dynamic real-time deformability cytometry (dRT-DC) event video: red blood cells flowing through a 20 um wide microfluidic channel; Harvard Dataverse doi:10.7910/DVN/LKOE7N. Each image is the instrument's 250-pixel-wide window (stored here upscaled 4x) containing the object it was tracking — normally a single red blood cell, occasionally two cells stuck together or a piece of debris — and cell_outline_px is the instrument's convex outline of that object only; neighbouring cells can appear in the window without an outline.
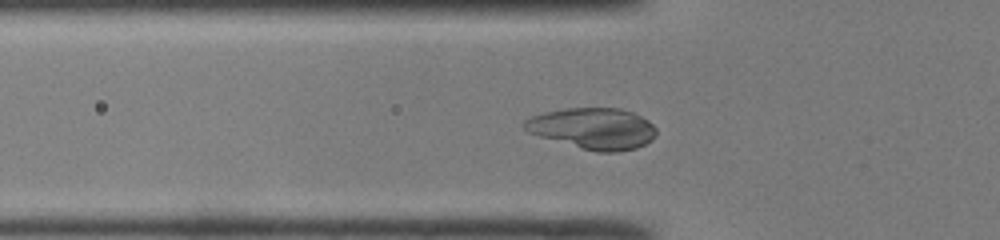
{"species": "common noctule bat (a hibernating species)", "species_latin": "Nyctalus noctula", "temperature_condition": "room temperature", "stored_images_in_passage": 37, "camera_frame_rate_fps": 3000, "um_per_image_px": 0.085, "animal": {"sex": "male", "body_mass_g": 19.0, "forearm_length_mm": 50.8}, "frame": {"image": 1, "passage_image": 5, "time_ms": 1.333, "image_size_px": [1000, 240], "cell_outline_px": [[656, 136], [652, 140], [636, 148], [616, 152], [596, 152], [540, 136], [528, 132], [524, 128], [524, 120], [532, 116], [544, 112], [564, 108], [620, 108], [632, 112], [648, 120], [656, 128]], "centroid_in_image_um": [50.43, 10.91], "position_along_channel_um": 75.4, "area_um2": 31.5}}
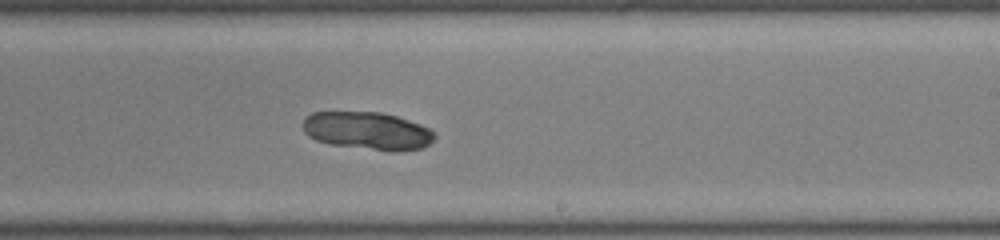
{"frame": {"image": 2, "passage_image": 18, "time_ms": 5.667, "image_size_px": [1000, 240], "cell_outline_px": [[436, 136], [424, 148], [396, 152], [392, 152], [328, 144], [316, 140], [308, 136], [304, 132], [304, 116], [312, 112], [380, 112], [396, 116], [420, 124], [436, 132]], "centroid_in_image_um": [31.24, 11.13], "position_along_channel_um": 257.8, "area_um2": 29.25}}
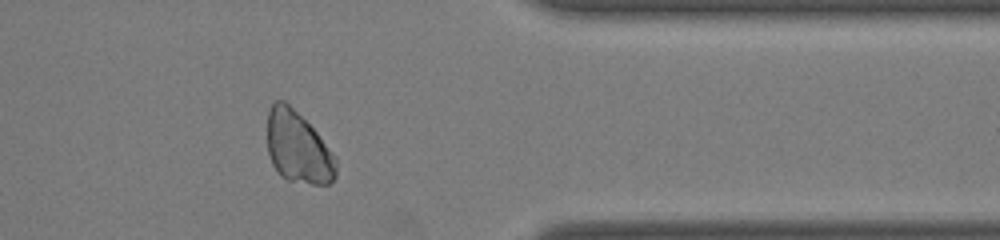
{"frame": {"image": 3, "passage_image": 28, "time_ms": 9.0, "image_size_px": [1000, 240], "cell_outline_px": [[336, 176], [328, 184], [312, 184], [288, 180], [280, 176], [276, 172], [272, 164], [268, 152], [268, 108], [276, 100], [284, 100], [316, 132], [336, 160]], "centroid_in_image_um": [25.29, 12.56], "position_along_channel_um": 386.1, "area_um2": 28.26}, "authors_computed_cell_mechanics": {"area_um2": 29.478, "velocity_mm_per_s": 4.2132, "shape_relaxation_time_tau1_ms": 1.2188, "shape_relaxation_time_tau2_ms": null, "deformation_change_tau1": null, "deformation_change_tau2": null}}